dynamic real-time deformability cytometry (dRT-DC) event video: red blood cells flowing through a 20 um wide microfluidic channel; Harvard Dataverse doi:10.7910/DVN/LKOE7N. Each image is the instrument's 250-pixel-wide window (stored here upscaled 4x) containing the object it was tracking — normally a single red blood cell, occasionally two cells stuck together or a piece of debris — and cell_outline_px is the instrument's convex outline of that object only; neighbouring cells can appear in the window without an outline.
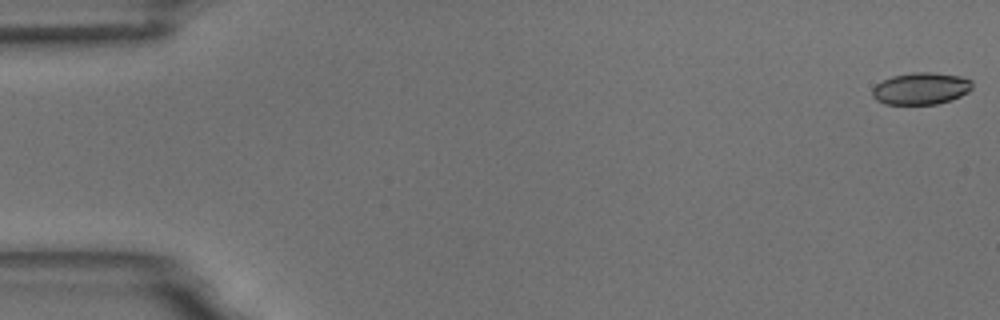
{"species": "common noctule bat (a hibernating species)", "species_latin": "Nyctalus noctula", "temperature_condition": "room temperature", "stored_images_in_passage": 54, "camera_frame_rate_fps": 3000, "um_per_image_px": 0.085, "animal": {"sex": "male", "body_mass_g": 18.8}, "frame": {"image": 1, "passage_image": 1, "time_ms": 0.0, "image_size_px": [1000, 320], "cell_outline_px": [[972, 88], [968, 92], [952, 100], [936, 104], [884, 104], [876, 100], [872, 96], [872, 88], [876, 84], [892, 76], [912, 72], [932, 72], [960, 76], [972, 80]], "centroid_in_image_um": [78.28, 7.52], "position_along_channel_um": 6.7, "area_um2": 18.73}}
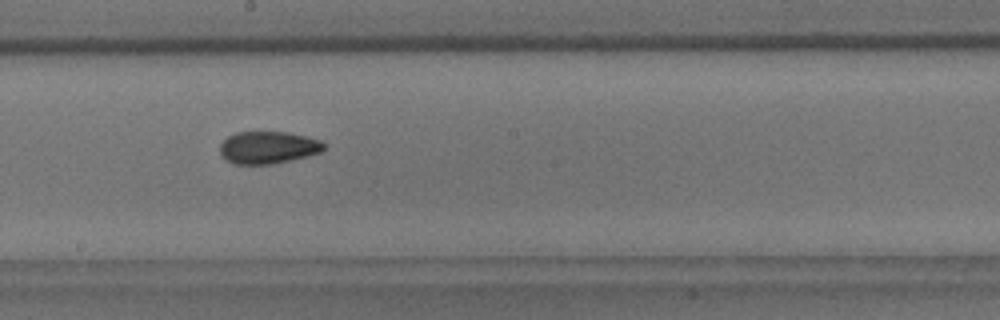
{"frame": {"image": 2, "passage_image": 30, "time_ms": 9.667, "image_size_px": [1000, 320], "cell_outline_px": [[324, 148], [320, 152], [308, 156], [272, 164], [236, 164], [220, 156], [220, 144], [228, 136], [236, 132], [288, 132], [320, 140], [324, 144]], "centroid_in_image_um": [22.76, 12.53], "position_along_channel_um": 225.4, "area_um2": 19.48}}
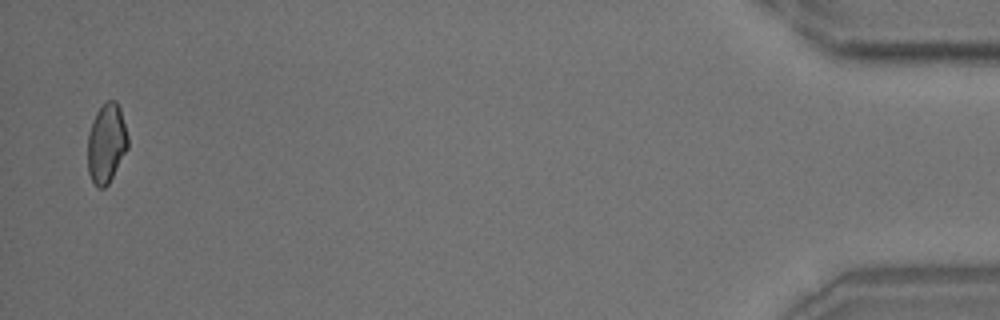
{"frame": {"image": 3, "passage_image": 53, "time_ms": 17.333, "image_size_px": [1000, 320], "cell_outline_px": [[128, 148], [108, 184], [104, 188], [100, 188], [92, 180], [88, 172], [88, 132], [92, 120], [96, 112], [104, 100], [116, 100], [120, 108], [128, 136]], "centroid_in_image_um": [9.04, 12.13], "position_along_channel_um": 426.2, "area_um2": 18.67}, "authors_computed_cell_mechanics": {"area_um2": 19.5075, "velocity_mm_per_s": 3.764, "shape_relaxation_time_tau1_ms": null, "shape_relaxation_time_tau2_ms": 2.3994, "deformation_change_tau1": null, "deformation_change_tau2": 0.0777}}